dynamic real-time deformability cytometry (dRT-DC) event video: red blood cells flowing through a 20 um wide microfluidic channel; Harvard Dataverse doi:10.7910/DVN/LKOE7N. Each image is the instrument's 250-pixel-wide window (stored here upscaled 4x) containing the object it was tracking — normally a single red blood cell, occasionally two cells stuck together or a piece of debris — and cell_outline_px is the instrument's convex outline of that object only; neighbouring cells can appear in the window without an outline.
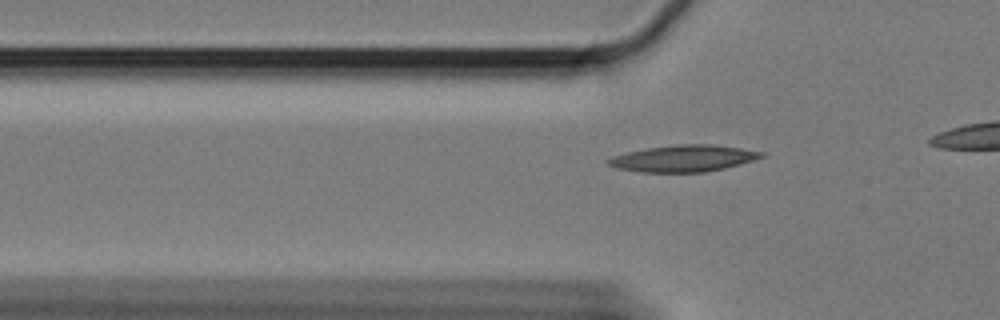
{"species": "Egyptian fruit bat (a non-hibernating species)", "species_latin": "Rousettus aegyptiacus", "temperature_condition": "cold", "stored_images_in_passage": 18, "camera_frame_rate_fps": 3000, "um_per_image_px": 0.085, "animal": {"sex": "female"}, "frame": {"image": 1, "passage_image": 7, "time_ms": 2.0, "image_size_px": [1000, 320], "cell_outline_px": [[764, 156], [740, 164], [724, 168], [704, 172], [640, 172], [616, 168], [608, 164], [604, 160], [612, 156], [628, 152], [648, 148], [676, 144], [712, 144], [740, 148], [764, 152]], "centroid_in_image_um": [58.06, 13.46], "position_along_channel_um": 67.7, "area_um2": 23.64}}
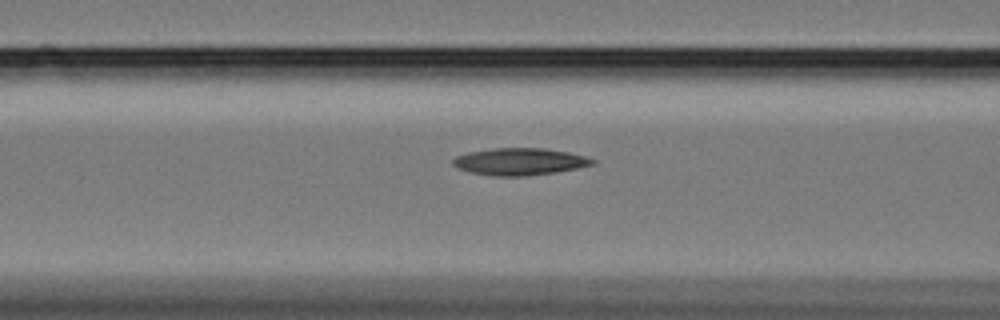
{"frame": {"image": 2, "passage_image": 12, "time_ms": 3.667, "image_size_px": [1000, 320], "cell_outline_px": [[596, 164], [556, 172], [524, 176], [492, 176], [472, 172], [460, 168], [452, 164], [452, 160], [456, 156], [468, 152], [492, 148], [544, 148], [568, 152], [584, 156], [596, 160]], "centroid_in_image_um": [44.18, 13.73], "position_along_channel_um": 122.4, "area_um2": 21.91}}
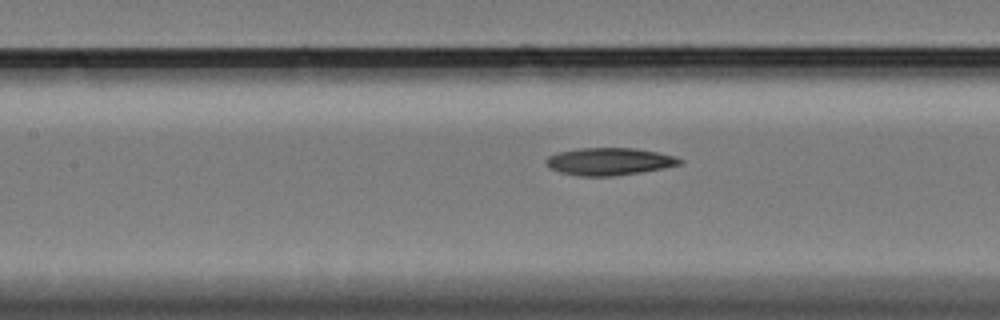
{"frame": {"image": 3, "passage_image": 15, "time_ms": 4.667, "image_size_px": [1000, 320], "cell_outline_px": [[684, 160], [680, 164], [664, 168], [640, 172], [612, 176], [580, 176], [560, 172], [552, 168], [544, 160], [548, 156], [556, 152], [580, 148], [636, 148], [656, 152], [672, 156]], "centroid_in_image_um": [51.77, 13.72], "position_along_channel_um": 155.6, "area_um2": 21.15}}